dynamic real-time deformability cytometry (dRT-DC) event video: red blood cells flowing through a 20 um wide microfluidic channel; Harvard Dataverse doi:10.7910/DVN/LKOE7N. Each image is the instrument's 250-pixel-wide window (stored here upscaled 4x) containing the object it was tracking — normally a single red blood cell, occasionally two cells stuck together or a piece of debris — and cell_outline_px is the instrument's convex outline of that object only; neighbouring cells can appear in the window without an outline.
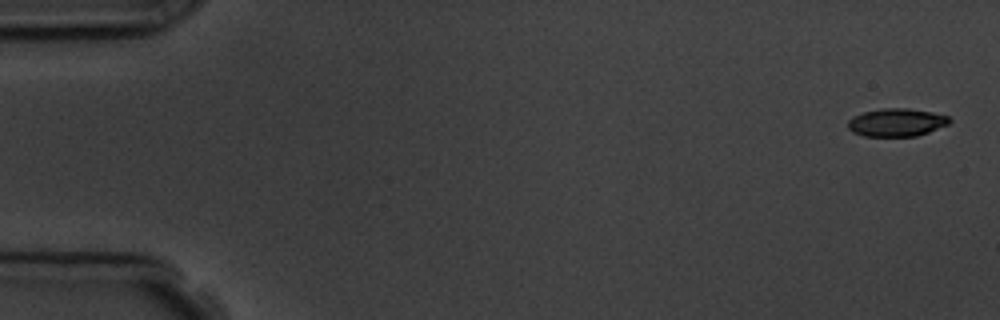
{"species": "common noctule bat (a hibernating species)", "species_latin": "Nyctalus noctula", "temperature_condition": "room temperature", "stored_images_in_passage": 5, "camera_frame_rate_fps": 3000, "um_per_image_px": 0.085, "animal": {"sex": "male", "body_mass_g": 19.5, "forearm_length_mm": 54.6}, "frame": {"image": 1, "passage_image": 1, "time_ms": 0.0, "image_size_px": [1000, 320], "cell_outline_px": [[952, 120], [948, 124], [928, 132], [916, 136], [864, 136], [852, 132], [848, 128], [848, 120], [852, 116], [864, 112], [884, 108], [908, 108], [932, 112], [948, 116]], "centroid_in_image_um": [76.19, 10.4], "position_along_channel_um": 8.8, "area_um2": 16.53}}
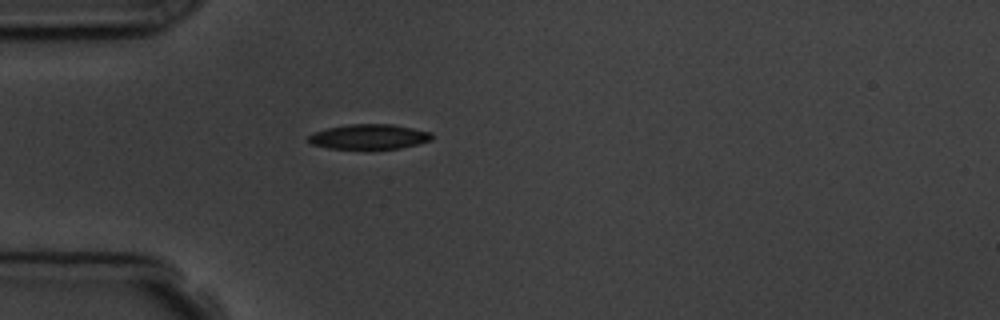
{"frame": {"image": 2, "passage_image": 5, "time_ms": 4.667, "image_size_px": [1000, 320], "cell_outline_px": [[432, 140], [400, 148], [328, 148], [312, 144], [308, 140], [308, 136], [312, 132], [328, 128], [348, 124], [392, 124], [432, 132]], "centroid_in_image_um": [31.36, 11.61], "position_along_channel_um": 53.6, "area_um2": 17.74}}